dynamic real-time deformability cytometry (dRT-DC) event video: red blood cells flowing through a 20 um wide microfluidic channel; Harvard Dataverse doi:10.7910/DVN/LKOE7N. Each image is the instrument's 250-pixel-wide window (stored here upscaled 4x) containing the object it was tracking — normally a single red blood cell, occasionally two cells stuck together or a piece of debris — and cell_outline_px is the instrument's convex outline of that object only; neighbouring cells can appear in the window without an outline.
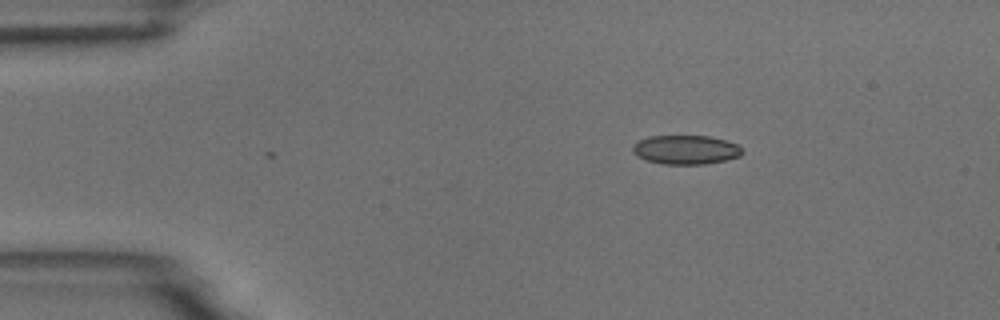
{"species": "common noctule bat (a hibernating species)", "species_latin": "Nyctalus noctula", "temperature_condition": "room temperature", "stored_images_in_passage": 4, "camera_frame_rate_fps": 3000, "um_per_image_px": 0.085, "animal": {"sex": "male", "body_mass_g": 18.8}, "frame": {"image": 1, "passage_image": 4, "time_ms": 3.667, "image_size_px": [1000, 320], "cell_outline_px": [[744, 152], [740, 156], [724, 160], [704, 164], [664, 164], [644, 160], [636, 156], [632, 152], [632, 148], [636, 140], [648, 136], [708, 136], [728, 140], [736, 144]], "centroid_in_image_um": [58.24, 12.72], "position_along_channel_um": 26.8, "area_um2": 18.73}}